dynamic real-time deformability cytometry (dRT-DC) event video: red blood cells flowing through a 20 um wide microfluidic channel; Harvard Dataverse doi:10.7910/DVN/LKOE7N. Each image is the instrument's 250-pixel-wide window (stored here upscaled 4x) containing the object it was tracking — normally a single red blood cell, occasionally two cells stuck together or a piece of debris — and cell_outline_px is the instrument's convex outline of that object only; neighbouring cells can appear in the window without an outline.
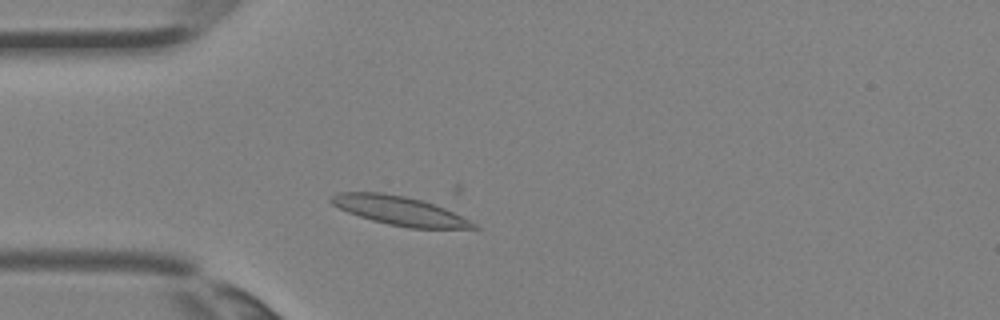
{"species": "Egyptian fruit bat (a non-hibernating species)", "species_latin": "Rousettus aegyptiacus", "temperature_condition": "room temperature", "stored_images_in_passage": 2, "camera_frame_rate_fps": 3000, "um_per_image_px": 0.085, "animal": {"sex": "female"}, "frame": {"image": 1, "passage_image": 2, "time_ms": 0.333, "image_size_px": [1000, 320], "cell_outline_px": [[480, 228], [408, 228], [388, 224], [372, 220], [348, 212], [332, 204], [328, 200], [332, 196], [340, 192], [380, 192], [404, 196], [420, 200], [444, 208], [476, 224]], "centroid_in_image_um": [33.91, 17.91], "position_along_channel_um": 51.1, "area_um2": 23.47}}